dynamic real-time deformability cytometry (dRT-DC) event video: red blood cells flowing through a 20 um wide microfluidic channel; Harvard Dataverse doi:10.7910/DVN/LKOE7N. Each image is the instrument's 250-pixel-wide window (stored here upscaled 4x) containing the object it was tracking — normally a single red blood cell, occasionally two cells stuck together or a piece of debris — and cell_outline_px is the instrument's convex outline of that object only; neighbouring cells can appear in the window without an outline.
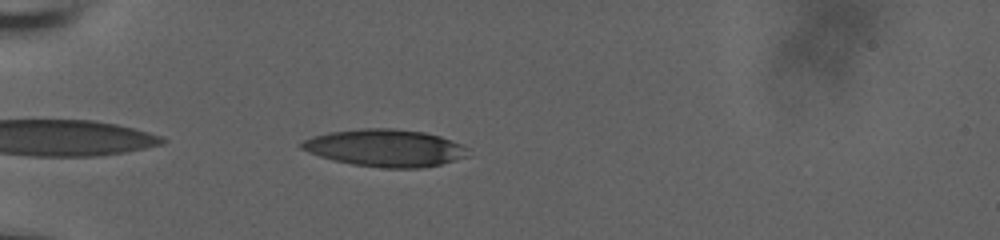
{"species": "human", "species_latin": "Homo sapiens", "temperature_condition": "room temperature", "stored_images_in_passage": 41, "camera_frame_rate_fps": 3000, "um_per_image_px": 0.085, "donor": {"sex": "male"}, "frame": {"image": 1, "passage_image": 2, "time_ms": 0.333, "image_size_px": [1000, 240], "cell_outline_px": [[472, 156], [440, 164], [420, 168], [384, 168], [352, 164], [320, 156], [308, 152], [300, 148], [300, 144], [304, 140], [312, 136], [328, 132], [360, 128], [392, 128], [424, 132], [440, 136], [460, 144], [468, 148]], "centroid_in_image_um": [32.77, 12.57], "position_along_channel_um": 52.2, "area_um2": 36.24}}
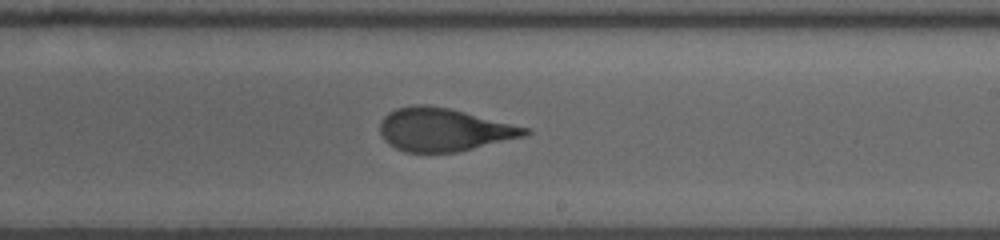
{"frame": {"image": 2, "passage_image": 20, "time_ms": 6.333, "image_size_px": [1000, 240], "cell_outline_px": [[532, 132], [524, 136], [456, 152], [404, 152], [388, 144], [384, 140], [380, 132], [380, 124], [384, 116], [388, 112], [396, 108], [416, 104], [424, 104], [448, 108], [532, 128]], "centroid_in_image_um": [37.72, 11.01], "position_along_channel_um": 251.3, "area_um2": 36.3}}
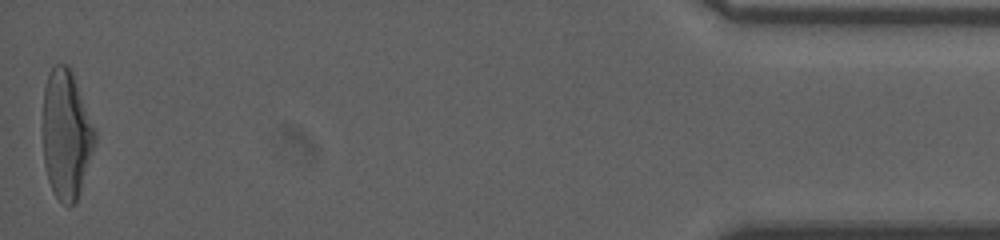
{"frame": {"image": 3, "passage_image": 41, "time_ms": 13.333, "image_size_px": [1000, 240], "cell_outline_px": [[96, 140], [76, 200], [68, 208], [56, 196], [48, 180], [44, 164], [44, 88], [48, 72], [52, 64], [68, 64], [72, 72], [96, 132]], "centroid_in_image_um": [5.62, 11.38], "position_along_channel_um": 429.6, "area_um2": 38.38}, "authors_computed_cell_mechanics": {"area_um2": 37.1076, "velocity_mm_per_s": 3.7262, "shape_relaxation_time_tau1_ms": 5.8169, "shape_relaxation_time_tau2_ms": 1.1455, "deformation_change_tau1": 0.2131, "deformation_change_tau2": 0.0854}}